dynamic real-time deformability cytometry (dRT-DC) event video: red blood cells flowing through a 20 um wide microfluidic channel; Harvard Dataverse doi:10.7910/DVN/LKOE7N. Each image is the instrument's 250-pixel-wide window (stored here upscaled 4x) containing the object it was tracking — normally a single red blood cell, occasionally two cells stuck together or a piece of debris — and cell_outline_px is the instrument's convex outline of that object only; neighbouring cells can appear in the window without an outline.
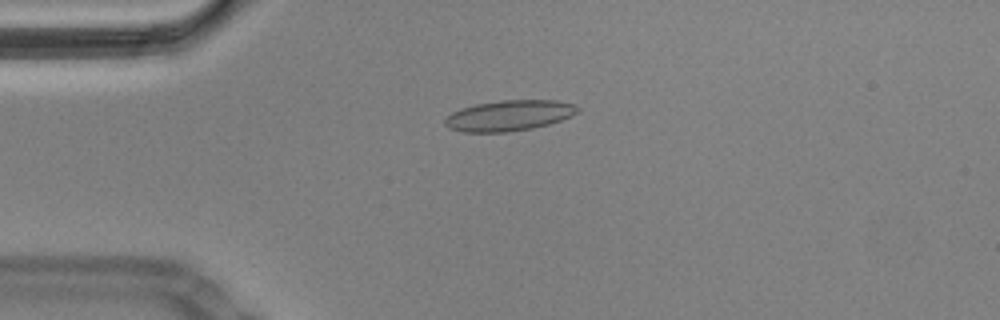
{"species": "Egyptian fruit bat (a non-hibernating species)", "species_latin": "Rousettus aegyptiacus", "temperature_condition": "cold", "stored_images_in_passage": 45, "camera_frame_rate_fps": 3000, "um_per_image_px": 0.085, "animal": {"sex": "male"}, "frame": {"image": 1, "passage_image": 2, "time_ms": 0.333, "image_size_px": [1000, 320], "cell_outline_px": [[580, 112], [572, 116], [548, 124], [532, 128], [508, 132], [464, 132], [448, 128], [444, 124], [444, 120], [452, 112], [460, 108], [476, 104], [500, 100], [556, 100], [572, 104], [580, 108]], "centroid_in_image_um": [43.27, 9.82], "position_along_channel_um": 41.7, "area_um2": 23.76}}
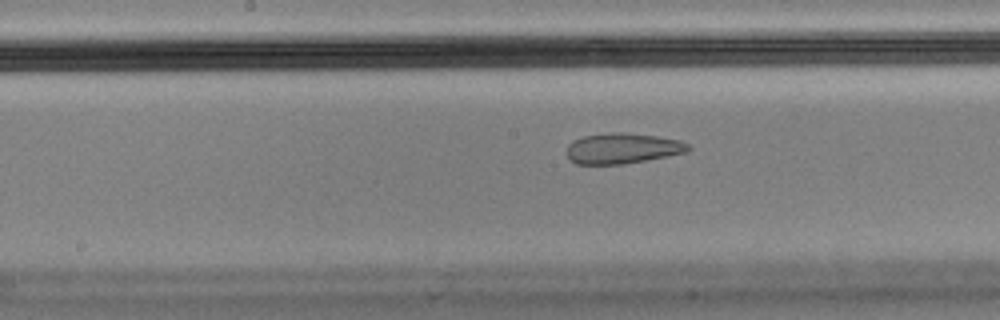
{"frame": {"image": 2, "passage_image": 17, "time_ms": 5.333, "image_size_px": [1000, 320], "cell_outline_px": [[692, 148], [684, 152], [668, 156], [624, 164], [576, 164], [568, 156], [568, 144], [572, 140], [584, 136], [612, 132], [628, 132], [656, 136], [680, 140], [688, 144]], "centroid_in_image_um": [52.92, 12.6], "position_along_channel_um": 195.3, "area_um2": 21.56}}
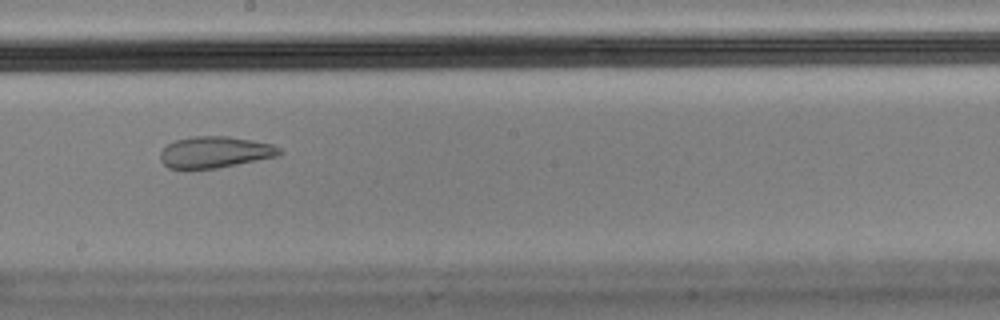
{"frame": {"image": 3, "passage_image": 20, "time_ms": 6.333, "image_size_px": [1000, 320], "cell_outline_px": [[284, 152], [276, 156], [216, 168], [168, 168], [160, 160], [160, 152], [168, 144], [176, 140], [192, 136], [228, 136], [252, 140], [272, 144], [280, 148]], "centroid_in_image_um": [18.27, 12.92], "position_along_channel_um": 229.9, "area_um2": 21.56}, "authors_computed_cell_mechanics": {"area_um2": 23.7558, "velocity_mm_per_s": 3.4839, "shape_relaxation_time_tau1_ms": null, "shape_relaxation_time_tau2_ms": 1.8574, "deformation_change_tau1": null, "deformation_change_tau2": 0.0623}}